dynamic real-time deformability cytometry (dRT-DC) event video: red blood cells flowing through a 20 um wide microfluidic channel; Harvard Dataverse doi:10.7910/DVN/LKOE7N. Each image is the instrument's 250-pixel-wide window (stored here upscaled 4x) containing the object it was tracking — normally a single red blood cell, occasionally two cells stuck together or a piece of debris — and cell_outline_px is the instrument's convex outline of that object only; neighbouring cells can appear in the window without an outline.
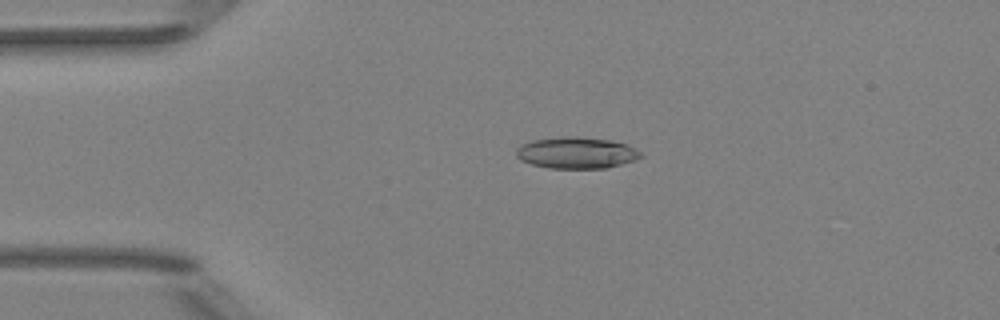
{"species": "Egyptian fruit bat (a non-hibernating species)", "species_latin": "Rousettus aegyptiacus", "temperature_condition": "room temperature", "stored_images_in_passage": 4, "camera_frame_rate_fps": 3000, "um_per_image_px": 0.085, "animal": {"sex": "female"}, "frame": {"image": 1, "passage_image": 3, "time_ms": 3.0, "image_size_px": [1000, 320], "cell_outline_px": [[644, 156], [636, 160], [604, 168], [548, 168], [532, 164], [520, 160], [516, 156], [516, 148], [532, 140], [560, 136], [576, 136], [608, 140], [624, 144], [636, 148]], "centroid_in_image_um": [48.98, 12.98], "position_along_channel_um": 36.0, "area_um2": 22.77}}